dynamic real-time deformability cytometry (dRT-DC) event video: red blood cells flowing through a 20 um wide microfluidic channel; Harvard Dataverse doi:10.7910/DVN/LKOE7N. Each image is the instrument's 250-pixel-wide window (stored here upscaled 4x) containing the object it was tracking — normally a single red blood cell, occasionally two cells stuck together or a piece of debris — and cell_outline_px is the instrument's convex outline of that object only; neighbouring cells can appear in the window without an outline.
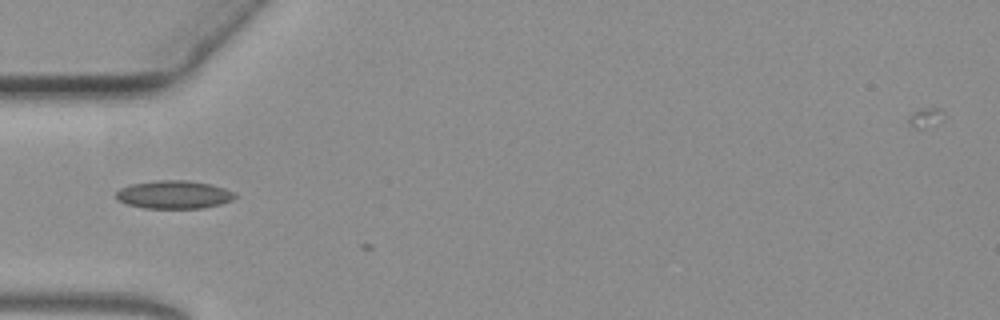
{"species": "common noctule bat (a hibernating species)", "species_latin": "Nyctalus noctula", "temperature_condition": "warm", "stored_images_in_passage": 5, "camera_frame_rate_fps": 3000, "um_per_image_px": 0.085, "animal": {"sex": "female", "body_mass_g": 19.3, "forearm_length_mm": 54.1}, "frame": {"image": 1, "passage_image": 3, "time_ms": 0.667, "image_size_px": [1000, 320], "cell_outline_px": [[236, 196], [232, 200], [220, 204], [200, 208], [144, 208], [128, 204], [116, 200], [116, 192], [120, 188], [132, 184], [156, 180], [188, 180], [212, 184], [224, 188], [232, 192]], "centroid_in_image_um": [14.76, 16.53], "position_along_channel_um": 70.2, "area_um2": 19.42}}